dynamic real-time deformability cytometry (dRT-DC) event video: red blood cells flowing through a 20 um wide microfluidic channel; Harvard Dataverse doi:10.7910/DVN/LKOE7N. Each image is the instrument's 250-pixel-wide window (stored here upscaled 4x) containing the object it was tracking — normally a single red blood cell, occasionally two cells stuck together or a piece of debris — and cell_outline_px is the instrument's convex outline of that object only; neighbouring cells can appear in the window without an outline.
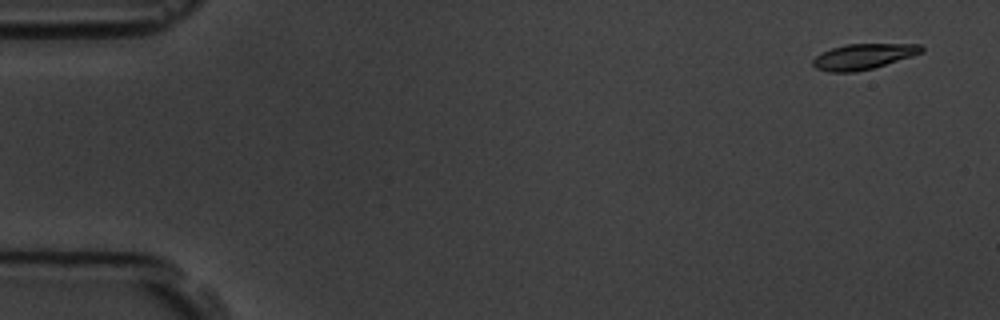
{"species": "common noctule bat (a hibernating species)", "species_latin": "Nyctalus noctula", "temperature_condition": "room temperature", "stored_images_in_passage": 5, "camera_frame_rate_fps": 3000, "um_per_image_px": 0.085, "animal": {"sex": "male", "body_mass_g": 19.5, "forearm_length_mm": 54.6}, "frame": {"image": 1, "passage_image": 1, "time_ms": 0.0, "image_size_px": [1000, 320], "cell_outline_px": [[924, 52], [912, 56], [872, 68], [852, 72], [828, 72], [816, 68], [812, 64], [812, 60], [816, 56], [832, 48], [844, 44], [920, 44], [924, 48]], "centroid_in_image_um": [73.38, 4.8], "position_along_channel_um": 11.6, "area_um2": 16.01}}
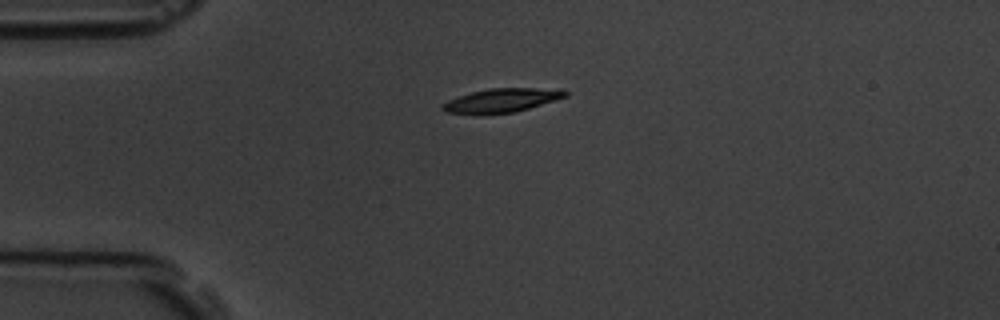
{"frame": {"image": 2, "passage_image": 4, "time_ms": 3.667, "image_size_px": [1000, 320], "cell_outline_px": [[568, 96], [556, 100], [528, 108], [512, 112], [484, 116], [476, 116], [444, 112], [440, 108], [440, 104], [448, 100], [472, 92], [488, 88], [536, 88], [568, 92]], "centroid_in_image_um": [42.49, 8.58], "position_along_channel_um": 42.5, "area_um2": 17.28}}